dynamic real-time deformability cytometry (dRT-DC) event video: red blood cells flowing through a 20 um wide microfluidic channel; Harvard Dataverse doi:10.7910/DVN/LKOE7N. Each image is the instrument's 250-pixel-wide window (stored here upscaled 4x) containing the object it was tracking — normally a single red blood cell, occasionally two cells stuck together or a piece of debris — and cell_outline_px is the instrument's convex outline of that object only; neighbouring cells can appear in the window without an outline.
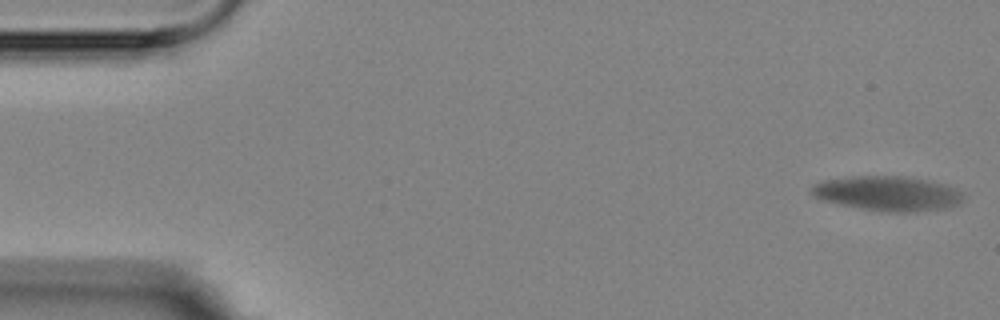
{"species": "Egyptian fruit bat (a non-hibernating species)", "species_latin": "Rousettus aegyptiacus", "temperature_condition": "room temperature", "stored_images_in_passage": 6, "camera_frame_rate_fps": 3000, "um_per_image_px": 0.085, "animal": {"sex": "female"}, "frame": {"image": 1, "passage_image": 1, "time_ms": 0.0, "image_size_px": [1000, 320], "cell_outline_px": [[964, 196], [956, 204], [944, 208], [916, 212], [888, 212], [840, 204], [820, 200], [812, 196], [812, 184], [820, 180], [852, 176], [900, 176], [948, 184], [964, 192]], "centroid_in_image_um": [75.43, 16.43], "position_along_channel_um": 9.6, "area_um2": 30.69}}
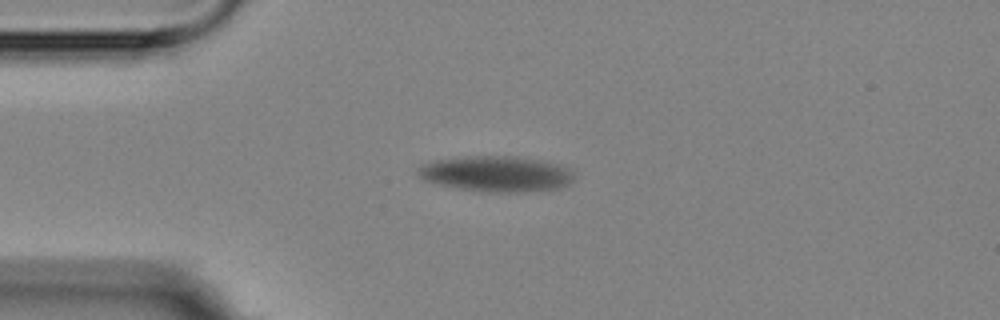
{"frame": {"image": 2, "passage_image": 5, "time_ms": 4.667, "image_size_px": [1000, 320], "cell_outline_px": [[576, 176], [568, 184], [560, 188], [524, 192], [492, 192], [456, 188], [424, 180], [416, 172], [416, 168], [420, 164], [432, 160], [476, 156], [512, 156], [540, 160], [556, 164], [568, 168]], "centroid_in_image_um": [42.16, 14.78], "position_along_channel_um": 42.8, "area_um2": 32.43}}